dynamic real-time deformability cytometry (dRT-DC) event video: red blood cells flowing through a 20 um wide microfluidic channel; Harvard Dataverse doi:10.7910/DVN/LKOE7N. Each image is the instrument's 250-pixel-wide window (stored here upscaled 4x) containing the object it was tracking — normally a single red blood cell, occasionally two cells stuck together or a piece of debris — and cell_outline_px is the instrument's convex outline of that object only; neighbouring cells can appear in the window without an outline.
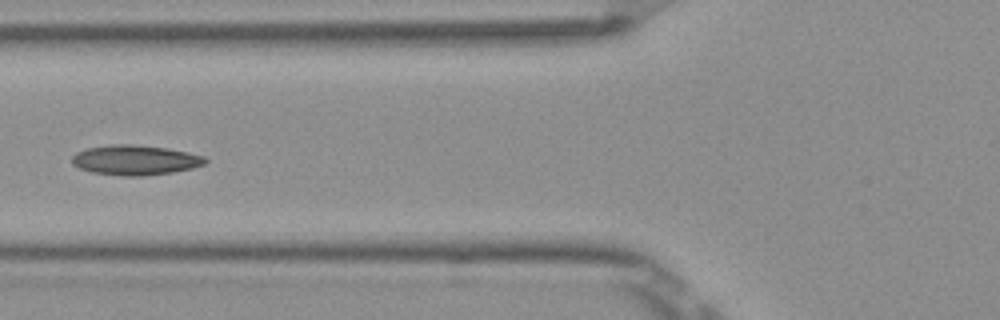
{"species": "Egyptian fruit bat (a non-hibernating species)", "species_latin": "Rousettus aegyptiacus", "temperature_condition": "room temperature", "stored_images_in_passage": 8, "camera_frame_rate_fps": 3000, "um_per_image_px": 0.085, "frame": {"image": 1, "passage_image": 7, "time_ms": 2.0, "image_size_px": [1000, 320], "cell_outline_px": [[208, 160], [204, 164], [192, 168], [172, 172], [140, 176], [120, 176], [92, 172], [80, 168], [72, 164], [72, 156], [76, 152], [88, 148], [108, 144], [132, 144], [168, 148], [188, 152], [204, 156]], "centroid_in_image_um": [11.48, 13.6], "position_along_channel_um": 114.3, "area_um2": 23.29}}
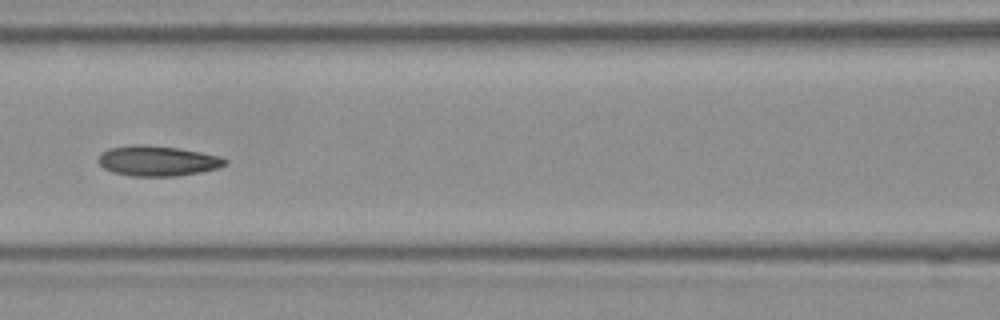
{"frame": {"image": 2, "passage_image": 8, "time_ms": 2.333, "image_size_px": [1000, 320], "cell_outline_px": [[228, 164], [216, 168], [200, 172], [176, 176], [132, 176], [112, 172], [104, 168], [96, 160], [100, 152], [108, 148], [132, 144], [148, 144], [180, 148], [220, 156], [228, 160]], "centroid_in_image_um": [13.35, 13.66], "position_along_channel_um": 153.2, "area_um2": 22.66}}